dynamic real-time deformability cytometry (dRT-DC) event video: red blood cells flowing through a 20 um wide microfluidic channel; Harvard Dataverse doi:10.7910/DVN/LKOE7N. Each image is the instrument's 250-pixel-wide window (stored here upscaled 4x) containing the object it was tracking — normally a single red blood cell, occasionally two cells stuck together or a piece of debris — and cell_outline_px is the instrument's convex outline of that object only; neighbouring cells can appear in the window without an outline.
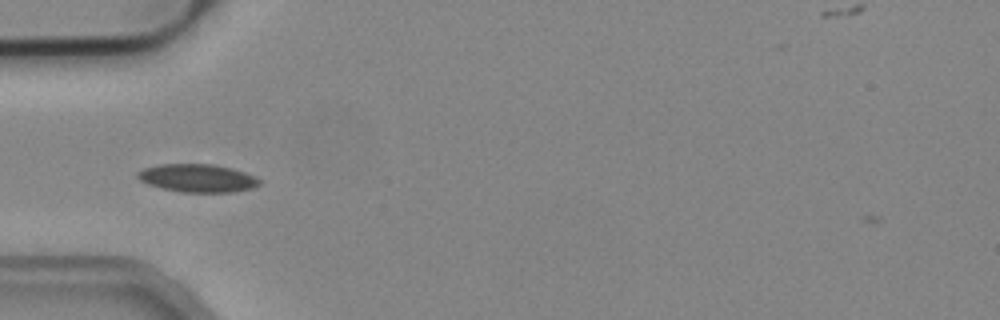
{"species": "common noctule bat (a hibernating species)", "species_latin": "Nyctalus noctula", "temperature_condition": "cold", "stored_images_in_passage": 11, "camera_frame_rate_fps": 3000, "um_per_image_px": 0.085, "animal": {"sex": "male", "body_mass_g": 19.2, "forearm_length_mm": 51.8}, "frame": {"image": 1, "passage_image": 1, "time_ms": 0.0, "image_size_px": [1000, 320], "cell_outline_px": [[260, 184], [252, 188], [232, 192], [180, 192], [148, 184], [140, 180], [136, 176], [136, 172], [144, 168], [160, 164], [212, 164], [232, 168], [244, 172], [260, 180]], "centroid_in_image_um": [16.76, 15.13], "position_along_channel_um": 68.2, "area_um2": 19.77}}